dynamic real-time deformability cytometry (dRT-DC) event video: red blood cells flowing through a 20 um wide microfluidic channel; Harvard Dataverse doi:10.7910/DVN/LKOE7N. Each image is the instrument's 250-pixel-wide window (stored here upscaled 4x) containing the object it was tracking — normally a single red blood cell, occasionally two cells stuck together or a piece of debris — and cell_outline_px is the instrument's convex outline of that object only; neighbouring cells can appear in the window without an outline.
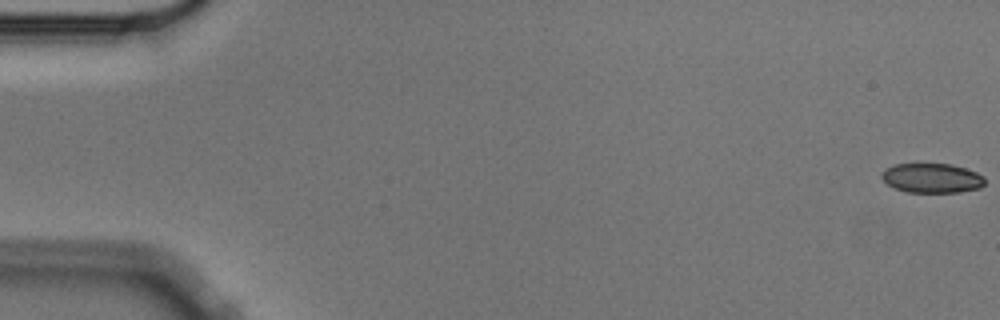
{"species": "Egyptian fruit bat (a non-hibernating species)", "species_latin": "Rousettus aegyptiacus", "temperature_condition": "cold", "stored_images_in_passage": 57, "camera_frame_rate_fps": 3000, "um_per_image_px": 0.085, "animal": {"sex": "male"}, "frame": {"image": 1, "passage_image": 1, "time_ms": 0.0, "image_size_px": [1000, 320], "cell_outline_px": [[984, 184], [980, 188], [960, 192], [908, 192], [896, 188], [888, 184], [880, 176], [884, 168], [896, 164], [952, 164], [976, 172], [984, 176]], "centroid_in_image_um": [79.21, 15.13], "position_along_channel_um": 5.8, "area_um2": 17.69}}
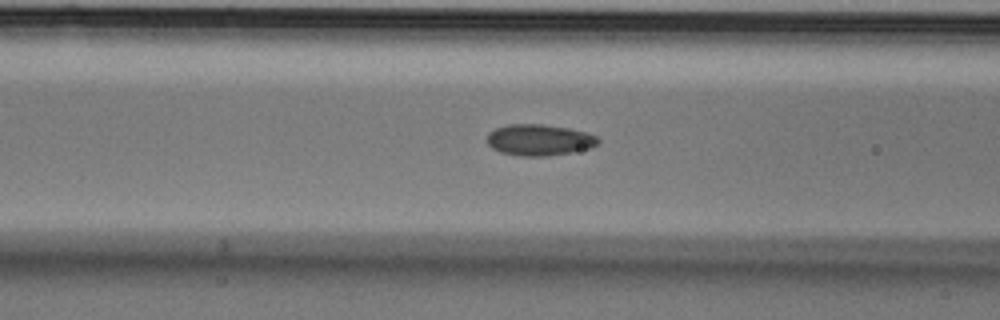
{"frame": {"image": 2, "passage_image": 23, "time_ms": 7.333, "image_size_px": [1000, 320], "cell_outline_px": [[600, 144], [592, 148], [572, 152], [548, 156], [520, 156], [500, 152], [492, 148], [488, 144], [488, 132], [496, 128], [508, 124], [544, 124], [568, 128], [584, 132], [596, 136], [600, 140]], "centroid_in_image_um": [45.85, 11.9], "position_along_channel_um": 120.7, "area_um2": 20.35}}
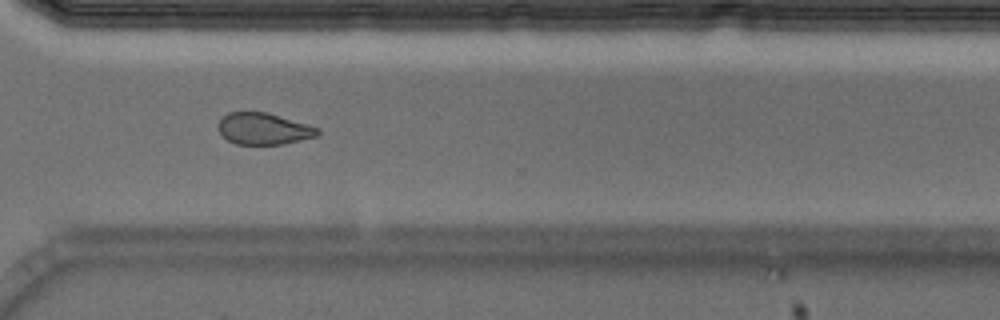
{"frame": {"image": 3, "passage_image": 42, "time_ms": 13.667, "image_size_px": [1000, 320], "cell_outline_px": [[320, 132], [316, 136], [284, 144], [236, 144], [228, 140], [220, 132], [220, 120], [228, 112], [268, 112], [308, 124], [320, 128]], "centroid_in_image_um": [22.45, 10.94], "position_along_channel_um": 348.1, "area_um2": 18.15}, "authors_computed_cell_mechanics": {"area_um2": 19.4208, "velocity_mm_per_s": 3.5927, "shape_relaxation_time_tau1_ms": null, "shape_relaxation_time_tau2_ms": 4.2241, "deformation_change_tau1": null, "deformation_change_tau2": 0.0768}}